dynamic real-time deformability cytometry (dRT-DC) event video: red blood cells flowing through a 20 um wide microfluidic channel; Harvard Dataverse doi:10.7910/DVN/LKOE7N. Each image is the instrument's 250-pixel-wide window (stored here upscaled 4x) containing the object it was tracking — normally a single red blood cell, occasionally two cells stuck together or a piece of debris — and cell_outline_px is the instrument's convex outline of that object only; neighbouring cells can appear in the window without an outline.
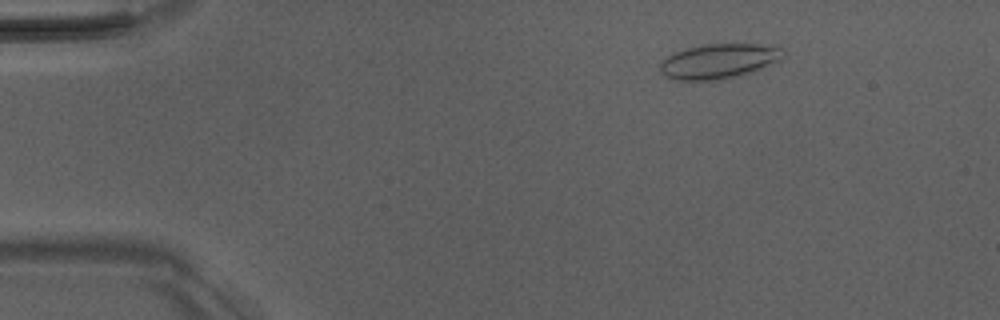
{"species": "Egyptian fruit bat (a non-hibernating species)", "species_latin": "Rousettus aegyptiacus", "temperature_condition": "room temperature", "stored_images_in_passage": 3, "camera_frame_rate_fps": 3000, "um_per_image_px": 0.085, "animal": {"sex": "male"}, "frame": {"image": 1, "passage_image": 1, "time_ms": 0.0, "image_size_px": [1000, 320], "cell_outline_px": [[784, 48], [780, 60], [752, 72], [720, 80], [676, 80], [664, 76], [660, 72], [660, 60], [672, 52], [700, 44], [756, 44]], "centroid_in_image_um": [61.02, 5.2], "position_along_channel_um": 24.0, "area_um2": 25.14}}